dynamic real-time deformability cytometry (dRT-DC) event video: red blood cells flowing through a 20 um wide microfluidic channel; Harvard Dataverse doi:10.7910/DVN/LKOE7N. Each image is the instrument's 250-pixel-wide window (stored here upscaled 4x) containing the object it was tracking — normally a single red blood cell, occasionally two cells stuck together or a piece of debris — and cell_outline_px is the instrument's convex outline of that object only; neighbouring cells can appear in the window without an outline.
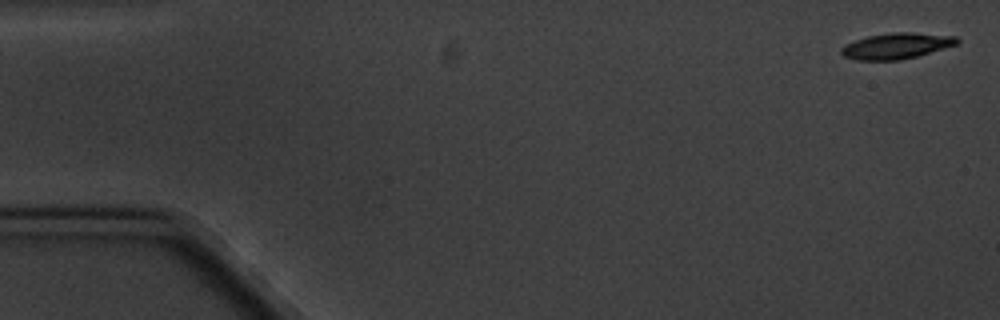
{"species": "common noctule bat (a hibernating species)", "species_latin": "Nyctalus noctula", "temperature_condition": "cold", "stored_images_in_passage": 6, "camera_frame_rate_fps": 3000, "um_per_image_px": 0.085, "animal": {"sex": "male", "body_mass_g": 20.1, "forearm_length_mm": 53.5}, "frame": {"image": 1, "passage_image": 1, "time_ms": 0.0, "image_size_px": [1000, 320], "cell_outline_px": [[960, 44], [916, 56], [900, 60], [856, 60], [844, 56], [840, 52], [840, 48], [844, 44], [868, 36], [892, 32], [912, 32], [956, 36], [960, 40]], "centroid_in_image_um": [76.22, 3.89], "position_along_channel_um": 8.8, "area_um2": 17.57}}
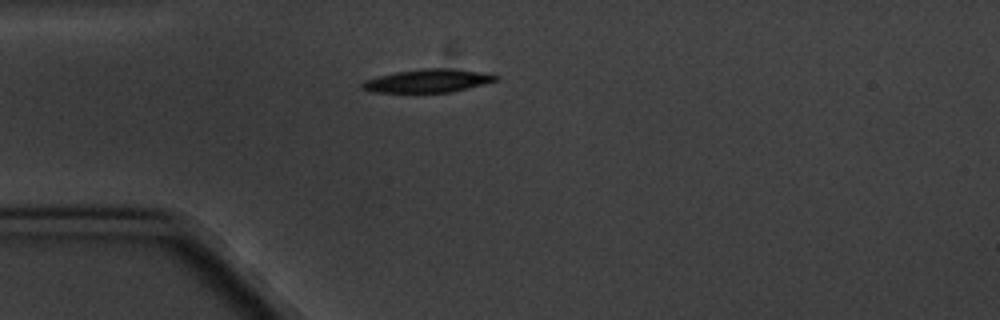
{"frame": {"image": 2, "passage_image": 5, "time_ms": 4.667, "image_size_px": [1000, 320], "cell_outline_px": [[500, 76], [496, 80], [484, 84], [452, 92], [372, 92], [360, 88], [360, 84], [364, 80], [376, 76], [396, 72], [424, 68], [452, 68], [492, 72]], "centroid_in_image_um": [36.41, 6.85], "position_along_channel_um": 48.6, "area_um2": 18.44}}